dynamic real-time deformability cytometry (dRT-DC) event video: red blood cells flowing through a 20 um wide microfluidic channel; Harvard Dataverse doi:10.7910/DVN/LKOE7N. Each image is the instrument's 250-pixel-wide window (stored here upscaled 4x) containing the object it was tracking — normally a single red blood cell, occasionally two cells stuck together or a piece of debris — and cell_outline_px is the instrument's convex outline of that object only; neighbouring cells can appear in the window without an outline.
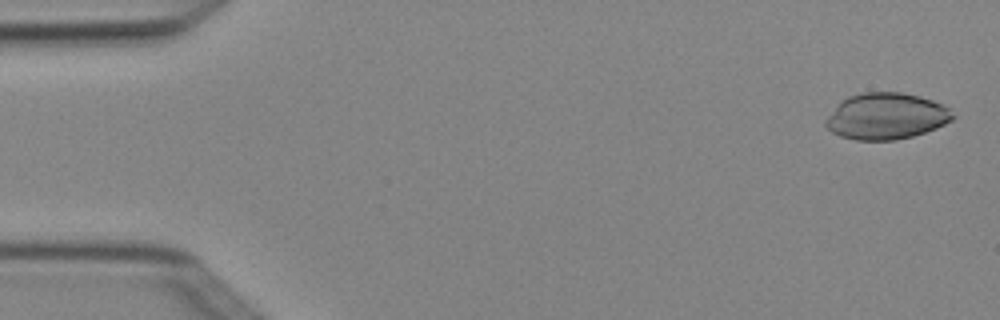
{"species": "Egyptian fruit bat (a non-hibernating species)", "species_latin": "Rousettus aegyptiacus", "temperature_condition": "cold", "stored_images_in_passage": 4, "camera_frame_rate_fps": 3000, "um_per_image_px": 0.085, "animal": {"sex": "female"}, "frame": {"image": 1, "passage_image": 1, "time_ms": 0.0, "image_size_px": [1000, 320], "cell_outline_px": [[956, 116], [952, 120], [936, 128], [912, 136], [896, 140], [856, 140], [840, 136], [832, 132], [824, 124], [828, 116], [836, 104], [840, 100], [848, 96], [860, 92], [900, 92], [920, 96], [932, 100], [948, 108]], "centroid_in_image_um": [75.3, 9.87], "position_along_channel_um": 9.7, "area_um2": 34.39}}